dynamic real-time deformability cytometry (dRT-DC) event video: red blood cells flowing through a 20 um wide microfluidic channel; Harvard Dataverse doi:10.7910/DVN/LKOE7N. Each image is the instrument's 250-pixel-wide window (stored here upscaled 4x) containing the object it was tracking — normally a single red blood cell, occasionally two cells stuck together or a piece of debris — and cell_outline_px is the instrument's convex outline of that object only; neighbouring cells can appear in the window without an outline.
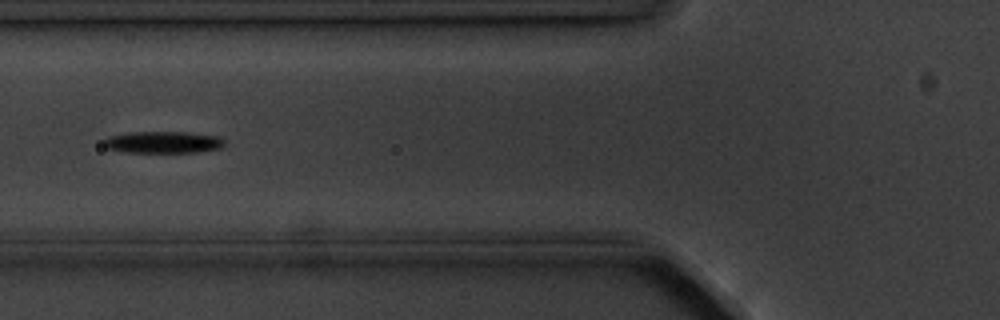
{"species": "common noctule bat (a hibernating species)", "species_latin": "Nyctalus noctula", "temperature_condition": "cold", "stored_images_in_passage": 9, "segment_of_instrument_passage": [2, 2], "camera_frame_rate_fps": 3000, "um_per_image_px": 0.085, "animal": {"sex": "male", "body_mass_g": 20.1, "forearm_length_mm": 53.5}, "frame": {"image": 1, "passage_image": 6, "time_ms": 6.0, "image_size_px": [1000, 320], "cell_outline_px": [[224, 144], [220, 148], [196, 152], [124, 152], [104, 148], [100, 144], [100, 140], [108, 136], [128, 132], [188, 132], [220, 136], [224, 140]], "centroid_in_image_um": [13.77, 12.08], "position_along_channel_um": 112.0, "area_um2": 15.66}}